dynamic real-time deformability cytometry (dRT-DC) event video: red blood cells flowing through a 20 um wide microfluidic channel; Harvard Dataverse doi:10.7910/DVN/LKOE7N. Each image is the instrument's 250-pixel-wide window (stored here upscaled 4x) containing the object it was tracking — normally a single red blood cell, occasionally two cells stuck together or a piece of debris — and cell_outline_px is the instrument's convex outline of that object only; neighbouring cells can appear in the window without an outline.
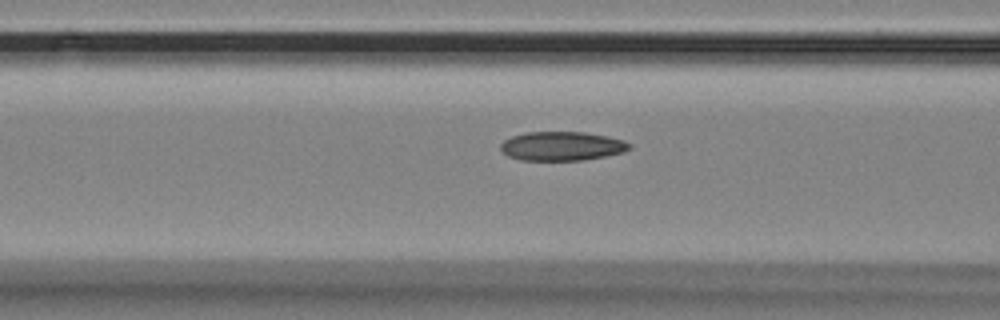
{"species": "Egyptian fruit bat (a non-hibernating species)", "species_latin": "Rousettus aegyptiacus", "temperature_condition": "room temperature", "stored_images_in_passage": 18, "camera_frame_rate_fps": 3000, "um_per_image_px": 0.085, "animal": {"sex": "female"}, "frame": {"image": 1, "passage_image": 16, "time_ms": 5.0, "image_size_px": [1000, 320], "cell_outline_px": [[632, 148], [624, 152], [584, 160], [520, 160], [508, 156], [500, 148], [500, 144], [504, 140], [512, 136], [524, 132], [584, 132], [608, 136], [624, 140], [632, 144]], "centroid_in_image_um": [47.78, 12.41], "position_along_channel_um": 118.8, "area_um2": 21.91}}